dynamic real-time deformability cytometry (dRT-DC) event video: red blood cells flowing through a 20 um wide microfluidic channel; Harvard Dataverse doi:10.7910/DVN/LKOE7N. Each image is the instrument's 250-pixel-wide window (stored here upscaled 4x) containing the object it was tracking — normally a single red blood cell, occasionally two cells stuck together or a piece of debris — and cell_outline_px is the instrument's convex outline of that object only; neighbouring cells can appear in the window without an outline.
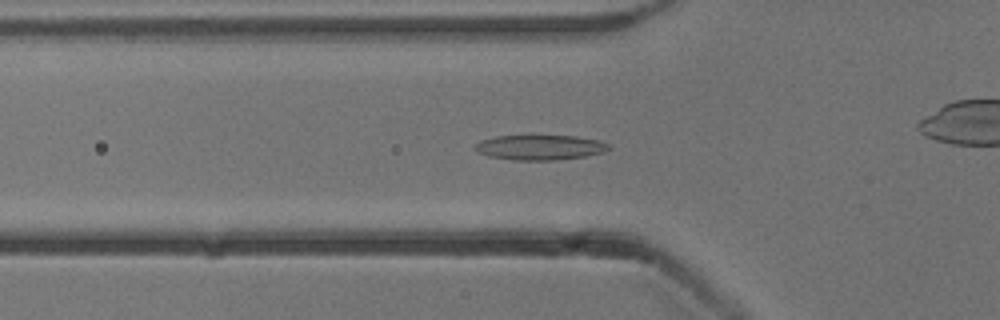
{"species": "common noctule bat (a hibernating species)", "species_latin": "Nyctalus noctula", "temperature_condition": "cold", "stored_images_in_passage": 54, "camera_frame_rate_fps": 3000, "um_per_image_px": 0.085, "animal": {"sex": "male", "body_mass_g": 13.3}, "frame": {"image": 1, "passage_image": 18, "time_ms": 5.667, "image_size_px": [1000, 320], "cell_outline_px": [[612, 148], [600, 152], [584, 156], [556, 160], [512, 160], [488, 156], [472, 148], [480, 140], [496, 136], [576, 136], [600, 140], [608, 144]], "centroid_in_image_um": [45.87, 12.53], "position_along_channel_um": 79.9, "area_um2": 19.36}}
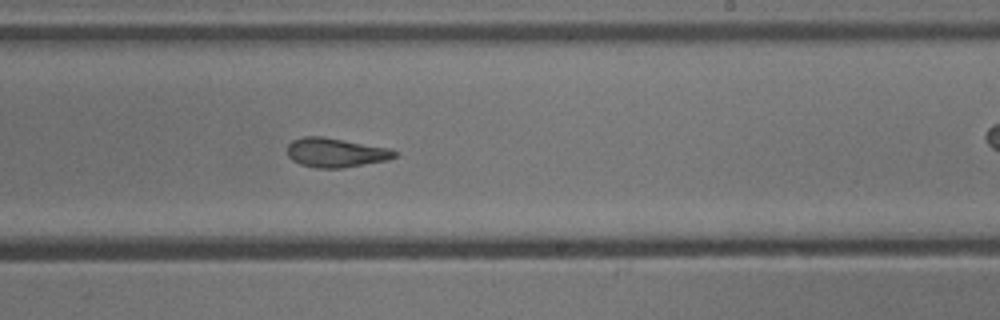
{"frame": {"image": 2, "passage_image": 32, "time_ms": 10.333, "image_size_px": [1000, 320], "cell_outline_px": [[396, 156], [388, 160], [344, 168], [316, 168], [300, 164], [292, 160], [288, 156], [288, 144], [292, 140], [304, 136], [320, 136], [388, 148], [396, 152]], "centroid_in_image_um": [28.5, 12.98], "position_along_channel_um": 260.5, "area_um2": 18.15}}
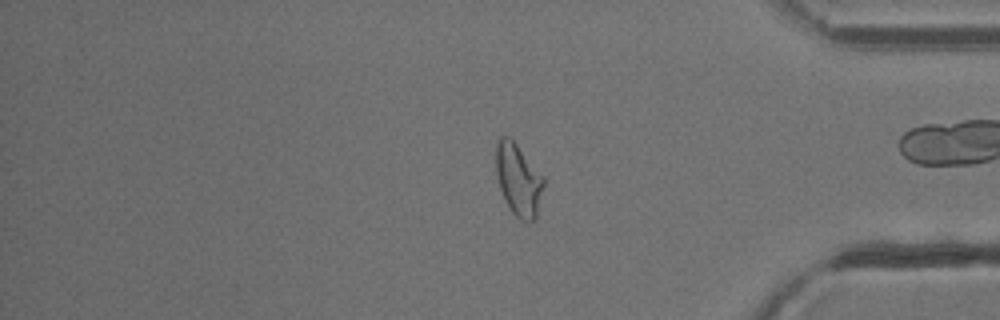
{"frame": {"image": 3, "passage_image": 44, "time_ms": 14.333, "image_size_px": [1000, 320], "cell_outline_px": [[544, 184], [536, 216], [532, 220], [520, 220], [508, 208], [504, 200], [500, 188], [496, 172], [496, 144], [500, 136], [508, 136], [516, 144], [544, 180]], "centroid_in_image_um": [44.02, 15.29], "position_along_channel_um": 391.2, "area_um2": 19.42}, "authors_computed_cell_mechanics": {"area_um2": 19.4208, "velocity_mm_per_s": 3.8642, "shape_relaxation_time_tau1_ms": 10.0667, "shape_relaxation_time_tau2_ms": 2.031, "deformation_change_tau1": 0.262, "deformation_change_tau2": 0.0861}}